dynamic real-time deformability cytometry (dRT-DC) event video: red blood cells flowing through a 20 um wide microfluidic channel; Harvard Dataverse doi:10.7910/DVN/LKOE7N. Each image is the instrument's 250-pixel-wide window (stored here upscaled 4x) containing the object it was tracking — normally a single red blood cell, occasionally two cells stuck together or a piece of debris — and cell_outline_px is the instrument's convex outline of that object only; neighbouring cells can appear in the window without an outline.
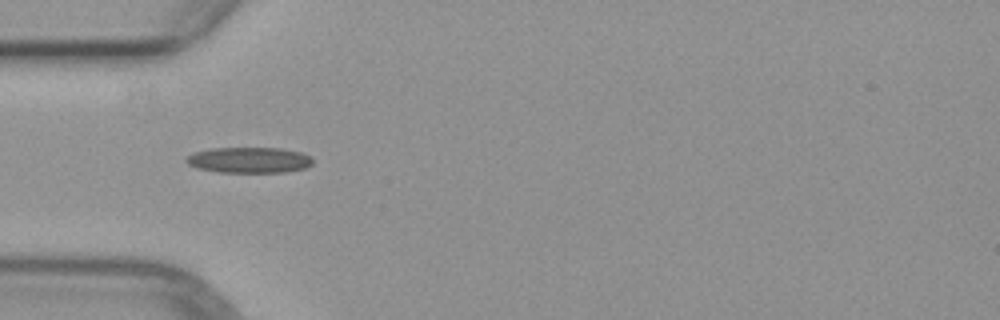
{"species": "common noctule bat (a hibernating species)", "species_latin": "Nyctalus noctula", "temperature_condition": "warm", "stored_images_in_passage": 1, "camera_frame_rate_fps": 3000, "um_per_image_px": 0.085, "animal": {"sex": "female", "body_mass_g": 29.2, "forearm_length_mm": 56.3}, "frame": {"image": 1, "passage_image": 1, "time_ms": 0.0, "image_size_px": [1000, 320], "cell_outline_px": [[312, 164], [304, 168], [284, 172], [220, 172], [196, 168], [188, 164], [184, 160], [184, 156], [192, 152], [212, 148], [280, 148], [300, 152], [312, 156]], "centroid_in_image_um": [21.12, 13.6], "position_along_channel_um": 63.9, "area_um2": 19.13}}